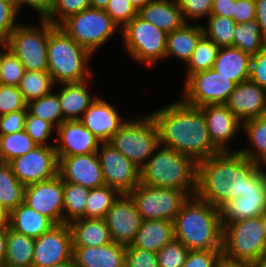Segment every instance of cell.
Listing matches in <instances>:
<instances>
[{"label":"cell","mask_w":266,"mask_h":267,"mask_svg":"<svg viewBox=\"0 0 266 267\" xmlns=\"http://www.w3.org/2000/svg\"><path fill=\"white\" fill-rule=\"evenodd\" d=\"M150 115L157 125L161 145L196 163L219 153L209 139L204 114L199 107L187 105L180 99Z\"/></svg>","instance_id":"cell-1"},{"label":"cell","mask_w":266,"mask_h":267,"mask_svg":"<svg viewBox=\"0 0 266 267\" xmlns=\"http://www.w3.org/2000/svg\"><path fill=\"white\" fill-rule=\"evenodd\" d=\"M262 165L239 151L219 152L197 163L196 196L220 208L241 196L248 180Z\"/></svg>","instance_id":"cell-2"},{"label":"cell","mask_w":266,"mask_h":267,"mask_svg":"<svg viewBox=\"0 0 266 267\" xmlns=\"http://www.w3.org/2000/svg\"><path fill=\"white\" fill-rule=\"evenodd\" d=\"M175 239L190 250H222L220 211L196 195L181 206L174 220Z\"/></svg>","instance_id":"cell-3"},{"label":"cell","mask_w":266,"mask_h":267,"mask_svg":"<svg viewBox=\"0 0 266 267\" xmlns=\"http://www.w3.org/2000/svg\"><path fill=\"white\" fill-rule=\"evenodd\" d=\"M140 182L151 187L181 190L190 197L197 190V163L192 158L159 144L140 169Z\"/></svg>","instance_id":"cell-4"},{"label":"cell","mask_w":266,"mask_h":267,"mask_svg":"<svg viewBox=\"0 0 266 267\" xmlns=\"http://www.w3.org/2000/svg\"><path fill=\"white\" fill-rule=\"evenodd\" d=\"M92 53L73 40L61 27L50 23L47 58L55 85L78 83L92 78L88 63Z\"/></svg>","instance_id":"cell-5"},{"label":"cell","mask_w":266,"mask_h":267,"mask_svg":"<svg viewBox=\"0 0 266 267\" xmlns=\"http://www.w3.org/2000/svg\"><path fill=\"white\" fill-rule=\"evenodd\" d=\"M222 259L232 264L253 265L266 253V236L261 216L222 222Z\"/></svg>","instance_id":"cell-6"},{"label":"cell","mask_w":266,"mask_h":267,"mask_svg":"<svg viewBox=\"0 0 266 267\" xmlns=\"http://www.w3.org/2000/svg\"><path fill=\"white\" fill-rule=\"evenodd\" d=\"M108 143L141 169L160 144L157 125L150 114L127 120Z\"/></svg>","instance_id":"cell-7"},{"label":"cell","mask_w":266,"mask_h":267,"mask_svg":"<svg viewBox=\"0 0 266 267\" xmlns=\"http://www.w3.org/2000/svg\"><path fill=\"white\" fill-rule=\"evenodd\" d=\"M119 32L123 35L125 50L134 61L154 68L158 60L165 59L167 33L138 15Z\"/></svg>","instance_id":"cell-8"},{"label":"cell","mask_w":266,"mask_h":267,"mask_svg":"<svg viewBox=\"0 0 266 267\" xmlns=\"http://www.w3.org/2000/svg\"><path fill=\"white\" fill-rule=\"evenodd\" d=\"M59 27L92 54L121 30L104 10L91 7L70 16Z\"/></svg>","instance_id":"cell-9"},{"label":"cell","mask_w":266,"mask_h":267,"mask_svg":"<svg viewBox=\"0 0 266 267\" xmlns=\"http://www.w3.org/2000/svg\"><path fill=\"white\" fill-rule=\"evenodd\" d=\"M40 20V28L18 24L6 42L10 51L23 64L25 71L48 69L47 42L50 22Z\"/></svg>","instance_id":"cell-10"},{"label":"cell","mask_w":266,"mask_h":267,"mask_svg":"<svg viewBox=\"0 0 266 267\" xmlns=\"http://www.w3.org/2000/svg\"><path fill=\"white\" fill-rule=\"evenodd\" d=\"M142 220L163 219L174 222L189 196L181 190L151 187L141 182L129 193Z\"/></svg>","instance_id":"cell-11"},{"label":"cell","mask_w":266,"mask_h":267,"mask_svg":"<svg viewBox=\"0 0 266 267\" xmlns=\"http://www.w3.org/2000/svg\"><path fill=\"white\" fill-rule=\"evenodd\" d=\"M184 83L181 100L193 107L225 104L236 86L213 68L192 74Z\"/></svg>","instance_id":"cell-12"},{"label":"cell","mask_w":266,"mask_h":267,"mask_svg":"<svg viewBox=\"0 0 266 267\" xmlns=\"http://www.w3.org/2000/svg\"><path fill=\"white\" fill-rule=\"evenodd\" d=\"M261 166L248 180L241 196L219 208L221 223L259 217L266 211V171Z\"/></svg>","instance_id":"cell-13"},{"label":"cell","mask_w":266,"mask_h":267,"mask_svg":"<svg viewBox=\"0 0 266 267\" xmlns=\"http://www.w3.org/2000/svg\"><path fill=\"white\" fill-rule=\"evenodd\" d=\"M97 154L105 185L129 194L140 183V169L110 143H100Z\"/></svg>","instance_id":"cell-14"},{"label":"cell","mask_w":266,"mask_h":267,"mask_svg":"<svg viewBox=\"0 0 266 267\" xmlns=\"http://www.w3.org/2000/svg\"><path fill=\"white\" fill-rule=\"evenodd\" d=\"M54 146H36L32 151L9 162L15 177L24 186L53 178L58 174Z\"/></svg>","instance_id":"cell-15"},{"label":"cell","mask_w":266,"mask_h":267,"mask_svg":"<svg viewBox=\"0 0 266 267\" xmlns=\"http://www.w3.org/2000/svg\"><path fill=\"white\" fill-rule=\"evenodd\" d=\"M63 195L64 181L57 174L51 179L25 186L24 203L55 225L63 224Z\"/></svg>","instance_id":"cell-16"},{"label":"cell","mask_w":266,"mask_h":267,"mask_svg":"<svg viewBox=\"0 0 266 267\" xmlns=\"http://www.w3.org/2000/svg\"><path fill=\"white\" fill-rule=\"evenodd\" d=\"M72 234L68 224H58L35 239L32 267H51L72 260Z\"/></svg>","instance_id":"cell-17"},{"label":"cell","mask_w":266,"mask_h":267,"mask_svg":"<svg viewBox=\"0 0 266 267\" xmlns=\"http://www.w3.org/2000/svg\"><path fill=\"white\" fill-rule=\"evenodd\" d=\"M104 219L111 240L125 246L131 245L142 223L141 215L129 194H120Z\"/></svg>","instance_id":"cell-18"},{"label":"cell","mask_w":266,"mask_h":267,"mask_svg":"<svg viewBox=\"0 0 266 267\" xmlns=\"http://www.w3.org/2000/svg\"><path fill=\"white\" fill-rule=\"evenodd\" d=\"M57 158L58 174L64 182L89 189L105 186L97 152Z\"/></svg>","instance_id":"cell-19"},{"label":"cell","mask_w":266,"mask_h":267,"mask_svg":"<svg viewBox=\"0 0 266 267\" xmlns=\"http://www.w3.org/2000/svg\"><path fill=\"white\" fill-rule=\"evenodd\" d=\"M206 121L209 139L219 152H232L228 144L235 137L242 123L225 104L199 107Z\"/></svg>","instance_id":"cell-20"},{"label":"cell","mask_w":266,"mask_h":267,"mask_svg":"<svg viewBox=\"0 0 266 267\" xmlns=\"http://www.w3.org/2000/svg\"><path fill=\"white\" fill-rule=\"evenodd\" d=\"M56 131L58 144L54 147L57 157L97 152L101 143L80 120L64 121Z\"/></svg>","instance_id":"cell-21"},{"label":"cell","mask_w":266,"mask_h":267,"mask_svg":"<svg viewBox=\"0 0 266 267\" xmlns=\"http://www.w3.org/2000/svg\"><path fill=\"white\" fill-rule=\"evenodd\" d=\"M243 123L266 114V89L251 80L238 83L225 103Z\"/></svg>","instance_id":"cell-22"},{"label":"cell","mask_w":266,"mask_h":267,"mask_svg":"<svg viewBox=\"0 0 266 267\" xmlns=\"http://www.w3.org/2000/svg\"><path fill=\"white\" fill-rule=\"evenodd\" d=\"M97 97L84 112L80 122L101 142H109L111 137L127 121L122 119L114 106Z\"/></svg>","instance_id":"cell-23"},{"label":"cell","mask_w":266,"mask_h":267,"mask_svg":"<svg viewBox=\"0 0 266 267\" xmlns=\"http://www.w3.org/2000/svg\"><path fill=\"white\" fill-rule=\"evenodd\" d=\"M126 246L113 241L93 247H73L76 267H124Z\"/></svg>","instance_id":"cell-24"},{"label":"cell","mask_w":266,"mask_h":267,"mask_svg":"<svg viewBox=\"0 0 266 267\" xmlns=\"http://www.w3.org/2000/svg\"><path fill=\"white\" fill-rule=\"evenodd\" d=\"M138 16L167 34L186 23L178 0H150L138 11Z\"/></svg>","instance_id":"cell-25"},{"label":"cell","mask_w":266,"mask_h":267,"mask_svg":"<svg viewBox=\"0 0 266 267\" xmlns=\"http://www.w3.org/2000/svg\"><path fill=\"white\" fill-rule=\"evenodd\" d=\"M174 239V222L163 219L142 220L133 242L126 247H135L157 253Z\"/></svg>","instance_id":"cell-26"},{"label":"cell","mask_w":266,"mask_h":267,"mask_svg":"<svg viewBox=\"0 0 266 267\" xmlns=\"http://www.w3.org/2000/svg\"><path fill=\"white\" fill-rule=\"evenodd\" d=\"M85 80L78 83H63L57 92L65 121L80 120L84 112L98 96H91Z\"/></svg>","instance_id":"cell-27"},{"label":"cell","mask_w":266,"mask_h":267,"mask_svg":"<svg viewBox=\"0 0 266 267\" xmlns=\"http://www.w3.org/2000/svg\"><path fill=\"white\" fill-rule=\"evenodd\" d=\"M250 61L251 56L238 48L220 47L213 69L237 85L249 80Z\"/></svg>","instance_id":"cell-28"},{"label":"cell","mask_w":266,"mask_h":267,"mask_svg":"<svg viewBox=\"0 0 266 267\" xmlns=\"http://www.w3.org/2000/svg\"><path fill=\"white\" fill-rule=\"evenodd\" d=\"M72 247H93L112 242L105 219L81 218L68 224Z\"/></svg>","instance_id":"cell-29"},{"label":"cell","mask_w":266,"mask_h":267,"mask_svg":"<svg viewBox=\"0 0 266 267\" xmlns=\"http://www.w3.org/2000/svg\"><path fill=\"white\" fill-rule=\"evenodd\" d=\"M55 224L26 203L19 204L10 212L9 227L23 235L38 238L49 231Z\"/></svg>","instance_id":"cell-30"},{"label":"cell","mask_w":266,"mask_h":267,"mask_svg":"<svg viewBox=\"0 0 266 267\" xmlns=\"http://www.w3.org/2000/svg\"><path fill=\"white\" fill-rule=\"evenodd\" d=\"M203 36L202 25H190L189 22L185 23L181 28L168 33L165 59L174 56L187 64Z\"/></svg>","instance_id":"cell-31"},{"label":"cell","mask_w":266,"mask_h":267,"mask_svg":"<svg viewBox=\"0 0 266 267\" xmlns=\"http://www.w3.org/2000/svg\"><path fill=\"white\" fill-rule=\"evenodd\" d=\"M35 239L7 227L5 263L11 267H32Z\"/></svg>","instance_id":"cell-32"},{"label":"cell","mask_w":266,"mask_h":267,"mask_svg":"<svg viewBox=\"0 0 266 267\" xmlns=\"http://www.w3.org/2000/svg\"><path fill=\"white\" fill-rule=\"evenodd\" d=\"M242 128L246 131L252 147L237 151L252 162L266 166V114L243 122Z\"/></svg>","instance_id":"cell-33"},{"label":"cell","mask_w":266,"mask_h":267,"mask_svg":"<svg viewBox=\"0 0 266 267\" xmlns=\"http://www.w3.org/2000/svg\"><path fill=\"white\" fill-rule=\"evenodd\" d=\"M266 46V38L260 32L256 19L236 24L233 32V47L254 56Z\"/></svg>","instance_id":"cell-34"},{"label":"cell","mask_w":266,"mask_h":267,"mask_svg":"<svg viewBox=\"0 0 266 267\" xmlns=\"http://www.w3.org/2000/svg\"><path fill=\"white\" fill-rule=\"evenodd\" d=\"M24 190L9 163H0V203L11 212L24 202Z\"/></svg>","instance_id":"cell-35"},{"label":"cell","mask_w":266,"mask_h":267,"mask_svg":"<svg viewBox=\"0 0 266 267\" xmlns=\"http://www.w3.org/2000/svg\"><path fill=\"white\" fill-rule=\"evenodd\" d=\"M90 189L74 183L64 182L63 223L69 224L85 218V206Z\"/></svg>","instance_id":"cell-36"},{"label":"cell","mask_w":266,"mask_h":267,"mask_svg":"<svg viewBox=\"0 0 266 267\" xmlns=\"http://www.w3.org/2000/svg\"><path fill=\"white\" fill-rule=\"evenodd\" d=\"M54 86L55 83L47 70H31L24 72L17 87L28 103L51 93Z\"/></svg>","instance_id":"cell-37"},{"label":"cell","mask_w":266,"mask_h":267,"mask_svg":"<svg viewBox=\"0 0 266 267\" xmlns=\"http://www.w3.org/2000/svg\"><path fill=\"white\" fill-rule=\"evenodd\" d=\"M27 111L44 121L51 123L56 129L65 121L58 94L53 91L44 97L27 103Z\"/></svg>","instance_id":"cell-38"},{"label":"cell","mask_w":266,"mask_h":267,"mask_svg":"<svg viewBox=\"0 0 266 267\" xmlns=\"http://www.w3.org/2000/svg\"><path fill=\"white\" fill-rule=\"evenodd\" d=\"M120 193L107 185L90 189L85 206V218L104 219Z\"/></svg>","instance_id":"cell-39"},{"label":"cell","mask_w":266,"mask_h":267,"mask_svg":"<svg viewBox=\"0 0 266 267\" xmlns=\"http://www.w3.org/2000/svg\"><path fill=\"white\" fill-rule=\"evenodd\" d=\"M219 49L220 47L212 40L203 36L199 40L190 60L187 62L186 80L192 74L213 68Z\"/></svg>","instance_id":"cell-40"},{"label":"cell","mask_w":266,"mask_h":267,"mask_svg":"<svg viewBox=\"0 0 266 267\" xmlns=\"http://www.w3.org/2000/svg\"><path fill=\"white\" fill-rule=\"evenodd\" d=\"M207 21V26L202 25L204 36L218 47H233V32L237 23L233 19L213 14L209 15Z\"/></svg>","instance_id":"cell-41"},{"label":"cell","mask_w":266,"mask_h":267,"mask_svg":"<svg viewBox=\"0 0 266 267\" xmlns=\"http://www.w3.org/2000/svg\"><path fill=\"white\" fill-rule=\"evenodd\" d=\"M37 144L26 133L25 129L11 134L0 135V152L3 162L9 163L29 151H32Z\"/></svg>","instance_id":"cell-42"},{"label":"cell","mask_w":266,"mask_h":267,"mask_svg":"<svg viewBox=\"0 0 266 267\" xmlns=\"http://www.w3.org/2000/svg\"><path fill=\"white\" fill-rule=\"evenodd\" d=\"M25 72L23 64L3 42V56L0 66V84L18 86Z\"/></svg>","instance_id":"cell-43"},{"label":"cell","mask_w":266,"mask_h":267,"mask_svg":"<svg viewBox=\"0 0 266 267\" xmlns=\"http://www.w3.org/2000/svg\"><path fill=\"white\" fill-rule=\"evenodd\" d=\"M90 8V0H54L50 14L45 18L54 26H59L72 15Z\"/></svg>","instance_id":"cell-44"},{"label":"cell","mask_w":266,"mask_h":267,"mask_svg":"<svg viewBox=\"0 0 266 267\" xmlns=\"http://www.w3.org/2000/svg\"><path fill=\"white\" fill-rule=\"evenodd\" d=\"M189 250L180 241L174 239L166 244L157 254L159 267H182Z\"/></svg>","instance_id":"cell-45"},{"label":"cell","mask_w":266,"mask_h":267,"mask_svg":"<svg viewBox=\"0 0 266 267\" xmlns=\"http://www.w3.org/2000/svg\"><path fill=\"white\" fill-rule=\"evenodd\" d=\"M56 129L51 123L42 120L39 117L31 115L27 111L25 119V131L38 146H54L49 145L48 140L52 136V132Z\"/></svg>","instance_id":"cell-46"},{"label":"cell","mask_w":266,"mask_h":267,"mask_svg":"<svg viewBox=\"0 0 266 267\" xmlns=\"http://www.w3.org/2000/svg\"><path fill=\"white\" fill-rule=\"evenodd\" d=\"M19 110H27V102L18 87L0 84V116Z\"/></svg>","instance_id":"cell-47"},{"label":"cell","mask_w":266,"mask_h":267,"mask_svg":"<svg viewBox=\"0 0 266 267\" xmlns=\"http://www.w3.org/2000/svg\"><path fill=\"white\" fill-rule=\"evenodd\" d=\"M104 11L120 29L138 15V11L129 0H109Z\"/></svg>","instance_id":"cell-48"},{"label":"cell","mask_w":266,"mask_h":267,"mask_svg":"<svg viewBox=\"0 0 266 267\" xmlns=\"http://www.w3.org/2000/svg\"><path fill=\"white\" fill-rule=\"evenodd\" d=\"M222 250H190L182 267H220Z\"/></svg>","instance_id":"cell-49"},{"label":"cell","mask_w":266,"mask_h":267,"mask_svg":"<svg viewBox=\"0 0 266 267\" xmlns=\"http://www.w3.org/2000/svg\"><path fill=\"white\" fill-rule=\"evenodd\" d=\"M19 9L10 0H0V41L7 42L10 34L16 28V16Z\"/></svg>","instance_id":"cell-50"},{"label":"cell","mask_w":266,"mask_h":267,"mask_svg":"<svg viewBox=\"0 0 266 267\" xmlns=\"http://www.w3.org/2000/svg\"><path fill=\"white\" fill-rule=\"evenodd\" d=\"M178 3L186 23H188L189 19L208 18L213 5L212 0H178Z\"/></svg>","instance_id":"cell-51"},{"label":"cell","mask_w":266,"mask_h":267,"mask_svg":"<svg viewBox=\"0 0 266 267\" xmlns=\"http://www.w3.org/2000/svg\"><path fill=\"white\" fill-rule=\"evenodd\" d=\"M124 267H159L157 254L144 249L126 247Z\"/></svg>","instance_id":"cell-52"},{"label":"cell","mask_w":266,"mask_h":267,"mask_svg":"<svg viewBox=\"0 0 266 267\" xmlns=\"http://www.w3.org/2000/svg\"><path fill=\"white\" fill-rule=\"evenodd\" d=\"M27 110L10 112L0 116V135L11 134L25 129Z\"/></svg>","instance_id":"cell-53"},{"label":"cell","mask_w":266,"mask_h":267,"mask_svg":"<svg viewBox=\"0 0 266 267\" xmlns=\"http://www.w3.org/2000/svg\"><path fill=\"white\" fill-rule=\"evenodd\" d=\"M249 80L266 89V46L251 56Z\"/></svg>","instance_id":"cell-54"},{"label":"cell","mask_w":266,"mask_h":267,"mask_svg":"<svg viewBox=\"0 0 266 267\" xmlns=\"http://www.w3.org/2000/svg\"><path fill=\"white\" fill-rule=\"evenodd\" d=\"M256 17L255 0H235L233 20L239 23H246Z\"/></svg>","instance_id":"cell-55"},{"label":"cell","mask_w":266,"mask_h":267,"mask_svg":"<svg viewBox=\"0 0 266 267\" xmlns=\"http://www.w3.org/2000/svg\"><path fill=\"white\" fill-rule=\"evenodd\" d=\"M19 10L22 6L28 5L32 7L40 15V19H45L51 12L54 0H10Z\"/></svg>","instance_id":"cell-56"},{"label":"cell","mask_w":266,"mask_h":267,"mask_svg":"<svg viewBox=\"0 0 266 267\" xmlns=\"http://www.w3.org/2000/svg\"><path fill=\"white\" fill-rule=\"evenodd\" d=\"M211 14L233 19L234 1L230 0L225 3L213 2Z\"/></svg>","instance_id":"cell-57"},{"label":"cell","mask_w":266,"mask_h":267,"mask_svg":"<svg viewBox=\"0 0 266 267\" xmlns=\"http://www.w3.org/2000/svg\"><path fill=\"white\" fill-rule=\"evenodd\" d=\"M256 21L259 24L260 32L266 38V0H255Z\"/></svg>","instance_id":"cell-58"},{"label":"cell","mask_w":266,"mask_h":267,"mask_svg":"<svg viewBox=\"0 0 266 267\" xmlns=\"http://www.w3.org/2000/svg\"><path fill=\"white\" fill-rule=\"evenodd\" d=\"M7 227H0V266L5 263Z\"/></svg>","instance_id":"cell-59"},{"label":"cell","mask_w":266,"mask_h":267,"mask_svg":"<svg viewBox=\"0 0 266 267\" xmlns=\"http://www.w3.org/2000/svg\"><path fill=\"white\" fill-rule=\"evenodd\" d=\"M10 211L0 203V227H9Z\"/></svg>","instance_id":"cell-60"},{"label":"cell","mask_w":266,"mask_h":267,"mask_svg":"<svg viewBox=\"0 0 266 267\" xmlns=\"http://www.w3.org/2000/svg\"><path fill=\"white\" fill-rule=\"evenodd\" d=\"M109 0H90V7L100 10H105Z\"/></svg>","instance_id":"cell-61"},{"label":"cell","mask_w":266,"mask_h":267,"mask_svg":"<svg viewBox=\"0 0 266 267\" xmlns=\"http://www.w3.org/2000/svg\"><path fill=\"white\" fill-rule=\"evenodd\" d=\"M150 0H129V2L139 11Z\"/></svg>","instance_id":"cell-62"},{"label":"cell","mask_w":266,"mask_h":267,"mask_svg":"<svg viewBox=\"0 0 266 267\" xmlns=\"http://www.w3.org/2000/svg\"><path fill=\"white\" fill-rule=\"evenodd\" d=\"M220 267H253L251 264H232L229 262H225L224 260L221 262Z\"/></svg>","instance_id":"cell-63"},{"label":"cell","mask_w":266,"mask_h":267,"mask_svg":"<svg viewBox=\"0 0 266 267\" xmlns=\"http://www.w3.org/2000/svg\"><path fill=\"white\" fill-rule=\"evenodd\" d=\"M252 266L253 267H266V253L263 254Z\"/></svg>","instance_id":"cell-64"},{"label":"cell","mask_w":266,"mask_h":267,"mask_svg":"<svg viewBox=\"0 0 266 267\" xmlns=\"http://www.w3.org/2000/svg\"><path fill=\"white\" fill-rule=\"evenodd\" d=\"M51 267H76V266H75V263L72 259V260L66 261L64 263H61L59 265H55V266H51Z\"/></svg>","instance_id":"cell-65"},{"label":"cell","mask_w":266,"mask_h":267,"mask_svg":"<svg viewBox=\"0 0 266 267\" xmlns=\"http://www.w3.org/2000/svg\"><path fill=\"white\" fill-rule=\"evenodd\" d=\"M261 221H262L264 233L266 236V211H264V213L261 215Z\"/></svg>","instance_id":"cell-66"},{"label":"cell","mask_w":266,"mask_h":267,"mask_svg":"<svg viewBox=\"0 0 266 267\" xmlns=\"http://www.w3.org/2000/svg\"><path fill=\"white\" fill-rule=\"evenodd\" d=\"M0 66H1V62H2V56H3V42L0 41Z\"/></svg>","instance_id":"cell-67"},{"label":"cell","mask_w":266,"mask_h":267,"mask_svg":"<svg viewBox=\"0 0 266 267\" xmlns=\"http://www.w3.org/2000/svg\"><path fill=\"white\" fill-rule=\"evenodd\" d=\"M213 2H219V3H225V2H229L230 0H212ZM231 1H235V0H231Z\"/></svg>","instance_id":"cell-68"},{"label":"cell","mask_w":266,"mask_h":267,"mask_svg":"<svg viewBox=\"0 0 266 267\" xmlns=\"http://www.w3.org/2000/svg\"><path fill=\"white\" fill-rule=\"evenodd\" d=\"M3 162V158H2V155H1V152H0V163Z\"/></svg>","instance_id":"cell-69"},{"label":"cell","mask_w":266,"mask_h":267,"mask_svg":"<svg viewBox=\"0 0 266 267\" xmlns=\"http://www.w3.org/2000/svg\"><path fill=\"white\" fill-rule=\"evenodd\" d=\"M0 267H11V266H8V265H6V264H3V265H1Z\"/></svg>","instance_id":"cell-70"}]
</instances>
